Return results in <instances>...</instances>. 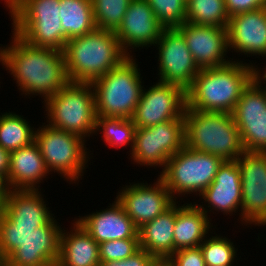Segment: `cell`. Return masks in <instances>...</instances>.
<instances>
[{"label":"cell","instance_id":"1","mask_svg":"<svg viewBox=\"0 0 266 266\" xmlns=\"http://www.w3.org/2000/svg\"><path fill=\"white\" fill-rule=\"evenodd\" d=\"M11 38L0 47V63L13 75L21 95H39L43 103L70 82L62 51L32 46L14 32Z\"/></svg>","mask_w":266,"mask_h":266},{"label":"cell","instance_id":"2","mask_svg":"<svg viewBox=\"0 0 266 266\" xmlns=\"http://www.w3.org/2000/svg\"><path fill=\"white\" fill-rule=\"evenodd\" d=\"M233 60L221 67L204 68L186 91V108L232 113L242 92L253 81V63Z\"/></svg>","mask_w":266,"mask_h":266},{"label":"cell","instance_id":"3","mask_svg":"<svg viewBox=\"0 0 266 266\" xmlns=\"http://www.w3.org/2000/svg\"><path fill=\"white\" fill-rule=\"evenodd\" d=\"M70 82L91 83L129 56L114 31L98 29L69 39L63 50Z\"/></svg>","mask_w":266,"mask_h":266},{"label":"cell","instance_id":"4","mask_svg":"<svg viewBox=\"0 0 266 266\" xmlns=\"http://www.w3.org/2000/svg\"><path fill=\"white\" fill-rule=\"evenodd\" d=\"M185 147L236 161L244 152L240 132L228 112L185 109Z\"/></svg>","mask_w":266,"mask_h":266},{"label":"cell","instance_id":"5","mask_svg":"<svg viewBox=\"0 0 266 266\" xmlns=\"http://www.w3.org/2000/svg\"><path fill=\"white\" fill-rule=\"evenodd\" d=\"M135 59L129 56L119 66L91 82L97 117L132 118L144 88Z\"/></svg>","mask_w":266,"mask_h":266},{"label":"cell","instance_id":"6","mask_svg":"<svg viewBox=\"0 0 266 266\" xmlns=\"http://www.w3.org/2000/svg\"><path fill=\"white\" fill-rule=\"evenodd\" d=\"M43 104L49 126L85 140L95 134L97 115L91 83L69 82Z\"/></svg>","mask_w":266,"mask_h":266},{"label":"cell","instance_id":"7","mask_svg":"<svg viewBox=\"0 0 266 266\" xmlns=\"http://www.w3.org/2000/svg\"><path fill=\"white\" fill-rule=\"evenodd\" d=\"M223 162L218 156L184 146L168 159L158 176L175 201L192 193L197 197L213 182Z\"/></svg>","mask_w":266,"mask_h":266},{"label":"cell","instance_id":"8","mask_svg":"<svg viewBox=\"0 0 266 266\" xmlns=\"http://www.w3.org/2000/svg\"><path fill=\"white\" fill-rule=\"evenodd\" d=\"M86 141L78 135L45 123L35 130V142L48 171L50 174L57 172L69 183H78L88 167L86 164L91 154L86 148Z\"/></svg>","mask_w":266,"mask_h":266},{"label":"cell","instance_id":"9","mask_svg":"<svg viewBox=\"0 0 266 266\" xmlns=\"http://www.w3.org/2000/svg\"><path fill=\"white\" fill-rule=\"evenodd\" d=\"M59 13L60 0H29L12 19V32L32 46L63 52L68 40Z\"/></svg>","mask_w":266,"mask_h":266},{"label":"cell","instance_id":"10","mask_svg":"<svg viewBox=\"0 0 266 266\" xmlns=\"http://www.w3.org/2000/svg\"><path fill=\"white\" fill-rule=\"evenodd\" d=\"M185 146L184 115L147 128H136L130 153L133 164L165 168L168 159Z\"/></svg>","mask_w":266,"mask_h":266},{"label":"cell","instance_id":"11","mask_svg":"<svg viewBox=\"0 0 266 266\" xmlns=\"http://www.w3.org/2000/svg\"><path fill=\"white\" fill-rule=\"evenodd\" d=\"M237 164L242 183V225H266V152L245 151Z\"/></svg>","mask_w":266,"mask_h":266},{"label":"cell","instance_id":"12","mask_svg":"<svg viewBox=\"0 0 266 266\" xmlns=\"http://www.w3.org/2000/svg\"><path fill=\"white\" fill-rule=\"evenodd\" d=\"M158 50L159 81L173 84L185 92L201 70L177 28H165L154 45Z\"/></svg>","mask_w":266,"mask_h":266},{"label":"cell","instance_id":"13","mask_svg":"<svg viewBox=\"0 0 266 266\" xmlns=\"http://www.w3.org/2000/svg\"><path fill=\"white\" fill-rule=\"evenodd\" d=\"M186 92L173 84L157 81L149 89L142 90L140 100L132 116L136 128H147L184 115Z\"/></svg>","mask_w":266,"mask_h":266},{"label":"cell","instance_id":"14","mask_svg":"<svg viewBox=\"0 0 266 266\" xmlns=\"http://www.w3.org/2000/svg\"><path fill=\"white\" fill-rule=\"evenodd\" d=\"M155 183L135 182L118 191L116 199L137 228L168 210L176 201L164 181L158 176ZM132 184V185H131Z\"/></svg>","mask_w":266,"mask_h":266},{"label":"cell","instance_id":"15","mask_svg":"<svg viewBox=\"0 0 266 266\" xmlns=\"http://www.w3.org/2000/svg\"><path fill=\"white\" fill-rule=\"evenodd\" d=\"M247 152H266V94L253 81L242 92L232 111Z\"/></svg>","mask_w":266,"mask_h":266},{"label":"cell","instance_id":"16","mask_svg":"<svg viewBox=\"0 0 266 266\" xmlns=\"http://www.w3.org/2000/svg\"><path fill=\"white\" fill-rule=\"evenodd\" d=\"M165 27L155 17L146 0H131L122 22L114 31L123 51L128 56L132 50L149 48L156 44ZM132 49V50H131Z\"/></svg>","mask_w":266,"mask_h":266},{"label":"cell","instance_id":"17","mask_svg":"<svg viewBox=\"0 0 266 266\" xmlns=\"http://www.w3.org/2000/svg\"><path fill=\"white\" fill-rule=\"evenodd\" d=\"M177 29L183 34L187 47L200 69L221 67L233 61L234 58L231 60L227 56V28L185 22Z\"/></svg>","mask_w":266,"mask_h":266},{"label":"cell","instance_id":"18","mask_svg":"<svg viewBox=\"0 0 266 266\" xmlns=\"http://www.w3.org/2000/svg\"><path fill=\"white\" fill-rule=\"evenodd\" d=\"M62 228L54 218L34 230L4 261L8 266H56Z\"/></svg>","mask_w":266,"mask_h":266},{"label":"cell","instance_id":"19","mask_svg":"<svg viewBox=\"0 0 266 266\" xmlns=\"http://www.w3.org/2000/svg\"><path fill=\"white\" fill-rule=\"evenodd\" d=\"M199 197V200L201 199L205 203L201 205L197 203V206L207 216L209 212L213 211H221L223 215L229 214V216L239 211L240 213L238 214L241 221L242 183L237 160L224 161L219 167L213 182Z\"/></svg>","mask_w":266,"mask_h":266},{"label":"cell","instance_id":"20","mask_svg":"<svg viewBox=\"0 0 266 266\" xmlns=\"http://www.w3.org/2000/svg\"><path fill=\"white\" fill-rule=\"evenodd\" d=\"M228 47L239 55L266 54V6L239 13L229 18Z\"/></svg>","mask_w":266,"mask_h":266},{"label":"cell","instance_id":"21","mask_svg":"<svg viewBox=\"0 0 266 266\" xmlns=\"http://www.w3.org/2000/svg\"><path fill=\"white\" fill-rule=\"evenodd\" d=\"M109 205V208L78 216L75 220L98 244L120 239H139L138 228L117 199Z\"/></svg>","mask_w":266,"mask_h":266},{"label":"cell","instance_id":"22","mask_svg":"<svg viewBox=\"0 0 266 266\" xmlns=\"http://www.w3.org/2000/svg\"><path fill=\"white\" fill-rule=\"evenodd\" d=\"M48 171L38 144L30 145L9 153L7 182L11 190L40 189V183Z\"/></svg>","mask_w":266,"mask_h":266},{"label":"cell","instance_id":"23","mask_svg":"<svg viewBox=\"0 0 266 266\" xmlns=\"http://www.w3.org/2000/svg\"><path fill=\"white\" fill-rule=\"evenodd\" d=\"M45 202L39 189L11 190L4 215L14 225H48L56 216Z\"/></svg>","mask_w":266,"mask_h":266},{"label":"cell","instance_id":"24","mask_svg":"<svg viewBox=\"0 0 266 266\" xmlns=\"http://www.w3.org/2000/svg\"><path fill=\"white\" fill-rule=\"evenodd\" d=\"M178 202L180 200L176 201L174 252L183 248L199 247L208 235L210 236L213 232L216 234L212 229V220L197 206L196 202L182 205Z\"/></svg>","mask_w":266,"mask_h":266},{"label":"cell","instance_id":"25","mask_svg":"<svg viewBox=\"0 0 266 266\" xmlns=\"http://www.w3.org/2000/svg\"><path fill=\"white\" fill-rule=\"evenodd\" d=\"M72 221L70 232L62 229L56 266H100L99 244L75 219Z\"/></svg>","mask_w":266,"mask_h":266},{"label":"cell","instance_id":"26","mask_svg":"<svg viewBox=\"0 0 266 266\" xmlns=\"http://www.w3.org/2000/svg\"><path fill=\"white\" fill-rule=\"evenodd\" d=\"M176 202L164 213L138 228L140 248L159 262H165L174 253V226Z\"/></svg>","mask_w":266,"mask_h":266},{"label":"cell","instance_id":"27","mask_svg":"<svg viewBox=\"0 0 266 266\" xmlns=\"http://www.w3.org/2000/svg\"><path fill=\"white\" fill-rule=\"evenodd\" d=\"M59 16L67 40L96 29L91 0H60Z\"/></svg>","mask_w":266,"mask_h":266},{"label":"cell","instance_id":"28","mask_svg":"<svg viewBox=\"0 0 266 266\" xmlns=\"http://www.w3.org/2000/svg\"><path fill=\"white\" fill-rule=\"evenodd\" d=\"M35 128L19 114L5 112L0 115V146L9 153L35 141Z\"/></svg>","mask_w":266,"mask_h":266},{"label":"cell","instance_id":"29","mask_svg":"<svg viewBox=\"0 0 266 266\" xmlns=\"http://www.w3.org/2000/svg\"><path fill=\"white\" fill-rule=\"evenodd\" d=\"M229 18L224 0L186 1V22L227 28Z\"/></svg>","mask_w":266,"mask_h":266},{"label":"cell","instance_id":"30","mask_svg":"<svg viewBox=\"0 0 266 266\" xmlns=\"http://www.w3.org/2000/svg\"><path fill=\"white\" fill-rule=\"evenodd\" d=\"M136 126L132 119L122 117L98 116L95 135L102 132L105 143L110 147H130V153L134 144ZM99 132V133H97Z\"/></svg>","mask_w":266,"mask_h":266},{"label":"cell","instance_id":"31","mask_svg":"<svg viewBox=\"0 0 266 266\" xmlns=\"http://www.w3.org/2000/svg\"><path fill=\"white\" fill-rule=\"evenodd\" d=\"M233 241L216 234L208 236L199 245L206 266H234L237 261V249Z\"/></svg>","mask_w":266,"mask_h":266},{"label":"cell","instance_id":"32","mask_svg":"<svg viewBox=\"0 0 266 266\" xmlns=\"http://www.w3.org/2000/svg\"><path fill=\"white\" fill-rule=\"evenodd\" d=\"M131 0H91L96 28L115 31Z\"/></svg>","mask_w":266,"mask_h":266},{"label":"cell","instance_id":"33","mask_svg":"<svg viewBox=\"0 0 266 266\" xmlns=\"http://www.w3.org/2000/svg\"><path fill=\"white\" fill-rule=\"evenodd\" d=\"M165 28H177L186 22L187 0H146Z\"/></svg>","mask_w":266,"mask_h":266},{"label":"cell","instance_id":"34","mask_svg":"<svg viewBox=\"0 0 266 266\" xmlns=\"http://www.w3.org/2000/svg\"><path fill=\"white\" fill-rule=\"evenodd\" d=\"M35 225H14L5 215L0 219V255L5 259L36 228Z\"/></svg>","mask_w":266,"mask_h":266},{"label":"cell","instance_id":"35","mask_svg":"<svg viewBox=\"0 0 266 266\" xmlns=\"http://www.w3.org/2000/svg\"><path fill=\"white\" fill-rule=\"evenodd\" d=\"M140 249L139 239H120L99 244L100 261L123 260Z\"/></svg>","mask_w":266,"mask_h":266},{"label":"cell","instance_id":"36","mask_svg":"<svg viewBox=\"0 0 266 266\" xmlns=\"http://www.w3.org/2000/svg\"><path fill=\"white\" fill-rule=\"evenodd\" d=\"M165 263L168 266H206L200 247L177 250Z\"/></svg>","mask_w":266,"mask_h":266},{"label":"cell","instance_id":"37","mask_svg":"<svg viewBox=\"0 0 266 266\" xmlns=\"http://www.w3.org/2000/svg\"><path fill=\"white\" fill-rule=\"evenodd\" d=\"M159 261L144 249L123 260L101 261L100 266H156Z\"/></svg>","mask_w":266,"mask_h":266},{"label":"cell","instance_id":"38","mask_svg":"<svg viewBox=\"0 0 266 266\" xmlns=\"http://www.w3.org/2000/svg\"><path fill=\"white\" fill-rule=\"evenodd\" d=\"M229 17L266 6V0H224Z\"/></svg>","mask_w":266,"mask_h":266},{"label":"cell","instance_id":"39","mask_svg":"<svg viewBox=\"0 0 266 266\" xmlns=\"http://www.w3.org/2000/svg\"><path fill=\"white\" fill-rule=\"evenodd\" d=\"M29 0H4L6 8L9 9L11 20L18 14V12L27 4Z\"/></svg>","mask_w":266,"mask_h":266},{"label":"cell","instance_id":"40","mask_svg":"<svg viewBox=\"0 0 266 266\" xmlns=\"http://www.w3.org/2000/svg\"><path fill=\"white\" fill-rule=\"evenodd\" d=\"M262 57H266V54L263 55ZM255 65H256L255 63L254 65H252V78L253 82L259 86L262 85L263 83H266V66H263L264 68H262L263 69L262 70L261 67L259 68L257 65L256 66Z\"/></svg>","mask_w":266,"mask_h":266},{"label":"cell","instance_id":"41","mask_svg":"<svg viewBox=\"0 0 266 266\" xmlns=\"http://www.w3.org/2000/svg\"><path fill=\"white\" fill-rule=\"evenodd\" d=\"M9 169V152L0 146V174L7 179Z\"/></svg>","mask_w":266,"mask_h":266},{"label":"cell","instance_id":"42","mask_svg":"<svg viewBox=\"0 0 266 266\" xmlns=\"http://www.w3.org/2000/svg\"><path fill=\"white\" fill-rule=\"evenodd\" d=\"M10 191L7 179L0 174V194H9Z\"/></svg>","mask_w":266,"mask_h":266},{"label":"cell","instance_id":"43","mask_svg":"<svg viewBox=\"0 0 266 266\" xmlns=\"http://www.w3.org/2000/svg\"><path fill=\"white\" fill-rule=\"evenodd\" d=\"M9 194H0V219L5 214L6 198Z\"/></svg>","mask_w":266,"mask_h":266},{"label":"cell","instance_id":"44","mask_svg":"<svg viewBox=\"0 0 266 266\" xmlns=\"http://www.w3.org/2000/svg\"><path fill=\"white\" fill-rule=\"evenodd\" d=\"M156 266H168L165 262H159Z\"/></svg>","mask_w":266,"mask_h":266},{"label":"cell","instance_id":"45","mask_svg":"<svg viewBox=\"0 0 266 266\" xmlns=\"http://www.w3.org/2000/svg\"><path fill=\"white\" fill-rule=\"evenodd\" d=\"M263 84H265L264 86H262V85H259L261 88H262V90L265 92V94H266V83H263Z\"/></svg>","mask_w":266,"mask_h":266},{"label":"cell","instance_id":"46","mask_svg":"<svg viewBox=\"0 0 266 266\" xmlns=\"http://www.w3.org/2000/svg\"><path fill=\"white\" fill-rule=\"evenodd\" d=\"M4 262V259L2 258V256L0 255V265Z\"/></svg>","mask_w":266,"mask_h":266},{"label":"cell","instance_id":"47","mask_svg":"<svg viewBox=\"0 0 266 266\" xmlns=\"http://www.w3.org/2000/svg\"><path fill=\"white\" fill-rule=\"evenodd\" d=\"M0 266H8V264L4 261Z\"/></svg>","mask_w":266,"mask_h":266}]
</instances>
